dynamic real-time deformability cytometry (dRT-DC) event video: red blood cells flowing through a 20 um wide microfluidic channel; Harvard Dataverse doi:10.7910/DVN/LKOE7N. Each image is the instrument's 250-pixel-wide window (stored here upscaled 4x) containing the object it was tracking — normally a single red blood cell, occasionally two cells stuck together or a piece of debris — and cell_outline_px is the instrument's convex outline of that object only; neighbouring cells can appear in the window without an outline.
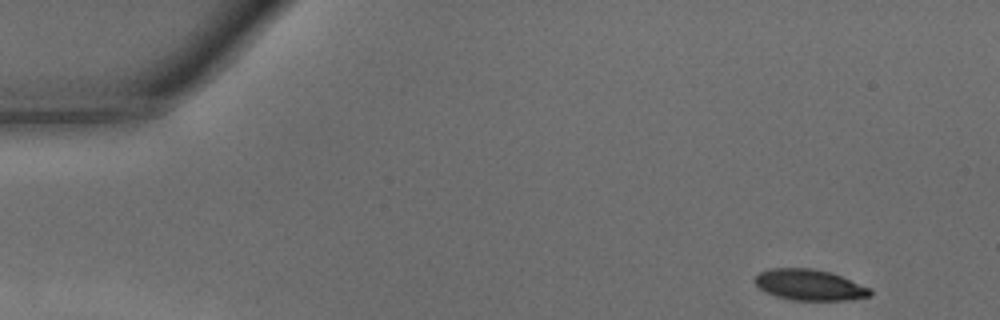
{"species": "common noctule bat (a hibernating species)", "species_latin": "Nyctalus noctula", "temperature_condition": "warm", "stored_images_in_passage": 34, "camera_frame_rate_fps": 3000, "um_per_image_px": 0.085, "animal": {"sex": "male", "body_mass_g": 15.6}, "frame": {"image": 1, "passage_image": 1, "time_ms": 0.0, "image_size_px": [1000, 320], "cell_outline_px": [[872, 296], [844, 300], [792, 300], [776, 296], [764, 292], [752, 280], [760, 272], [768, 268], [812, 268], [832, 272], [872, 288]], "centroid_in_image_um": [68.82, 24.21], "position_along_channel_um": 16.2, "area_um2": 21.04}}
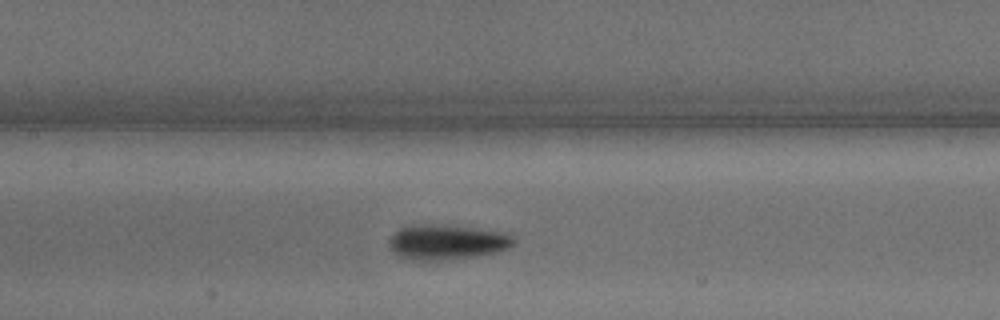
{"frame": {"image": 2, "passage_image": 19, "time_ms": 6.0, "image_size_px": [1000, 320], "cell_outline_px": [[516, 244], [500, 252], [476, 256], [436, 260], [412, 260], [400, 256], [388, 244], [388, 240], [400, 228], [412, 224], [444, 224], [480, 228], [508, 232], [516, 240]], "centroid_in_image_um": [38.06, 20.55], "position_along_channel_um": 169.3, "area_um2": 25.78}}
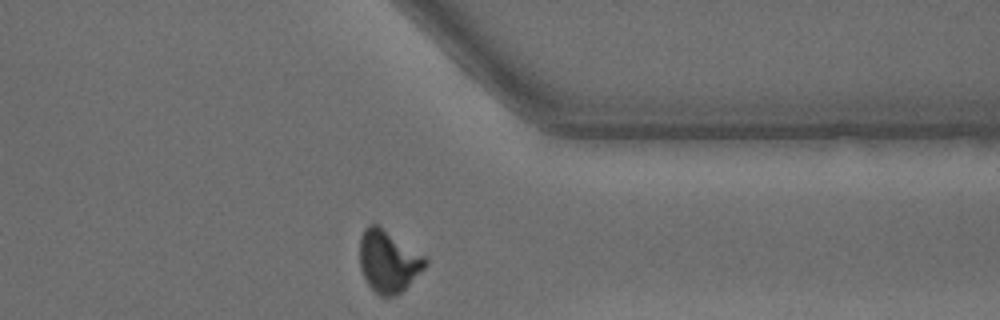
{"frame": {"image": 3, "passage_image": 34, "time_ms": 11.0, "image_size_px": [1000, 320], "cell_outline_px": [[428, 264], [396, 296], [380, 296], [368, 284], [360, 268], [360, 236], [364, 228], [368, 224], [376, 224], [424, 256], [428, 260]], "centroid_in_image_um": [32.98, 22.21], "position_along_channel_um": 378.4, "area_um2": 23.18}, "authors_computed_cell_mechanics": {"area_um2": 23.698, "velocity_mm_per_s": 4.2972, "shape_relaxation_time_tau1_ms": 1.8086, "shape_relaxation_time_tau2_ms": 1.3931, "deformation_change_tau1": 0.1358, "deformation_change_tau2": 0.0696}}